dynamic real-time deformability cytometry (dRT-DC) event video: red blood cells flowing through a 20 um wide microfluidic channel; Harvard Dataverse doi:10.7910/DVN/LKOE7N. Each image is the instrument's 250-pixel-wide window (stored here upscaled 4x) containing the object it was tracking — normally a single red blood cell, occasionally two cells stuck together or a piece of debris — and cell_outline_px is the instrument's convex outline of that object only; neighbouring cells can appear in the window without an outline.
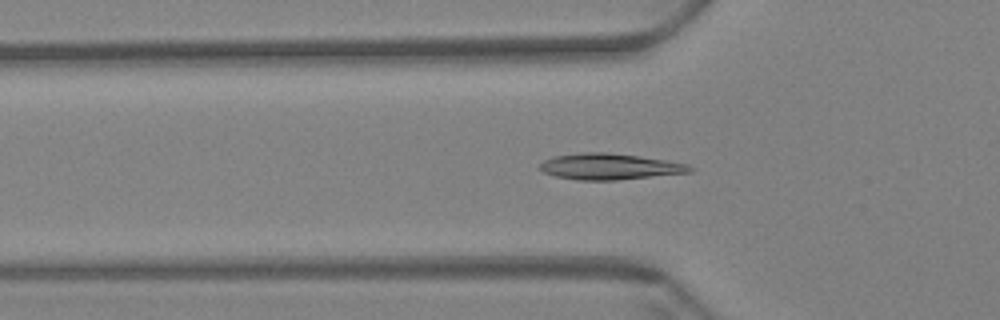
{"species": "Egyptian fruit bat (a non-hibernating species)", "species_latin": "Rousettus aegyptiacus", "temperature_condition": "warm", "stored_images_in_passage": 58, "camera_frame_rate_fps": 3000, "um_per_image_px": 0.085, "animal": {"sex": "female"}, "frame": {"image": 1, "passage_image": 18, "time_ms": 5.667, "image_size_px": [1000, 320], "cell_outline_px": [[692, 172], [616, 180], [576, 180], [556, 176], [544, 172], [540, 168], [540, 164], [544, 160], [556, 156], [584, 152], [608, 152], [640, 156], [688, 164], [692, 168]], "centroid_in_image_um": [51.82, 14.16], "position_along_channel_um": 74.0, "area_um2": 22.6}}
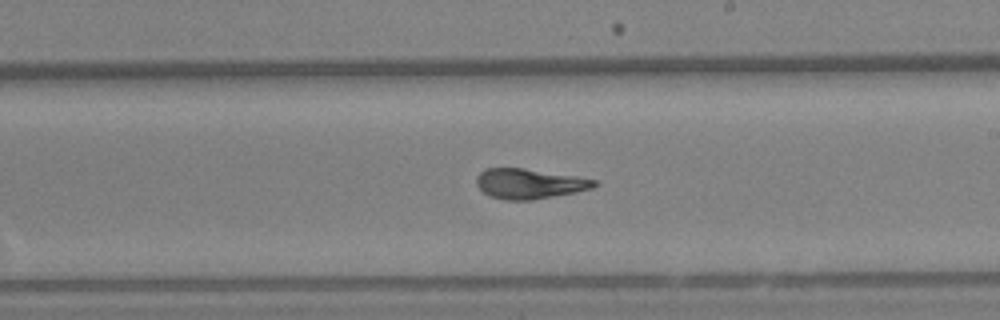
{"frame": {"image": 2, "passage_image": 33, "time_ms": 10.667, "image_size_px": [1000, 320], "cell_outline_px": [[596, 184], [592, 188], [576, 192], [532, 200], [504, 200], [492, 196], [484, 192], [476, 184], [476, 176], [484, 168], [520, 168], [576, 176], [596, 180]], "centroid_in_image_um": [44.96, 15.61], "position_along_channel_um": 244.0, "area_um2": 20.4}}
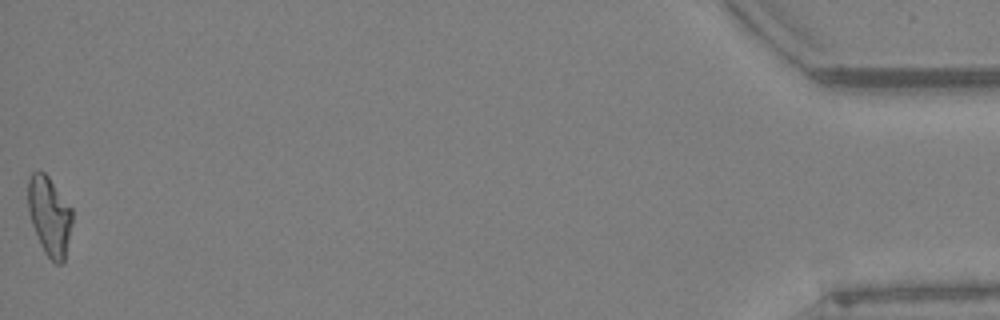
{"frame": {"image": 3, "passage_image": 58, "time_ms": 19.0, "image_size_px": [1000, 320], "cell_outline_px": [[72, 224], [64, 260], [60, 264], [56, 264], [44, 252], [32, 224], [28, 212], [28, 180], [32, 172], [44, 172], [48, 176], [72, 208]], "centroid_in_image_um": [4.2, 18.35], "position_along_channel_um": 431.0, "area_um2": 20.17}, "authors_computed_cell_mechanics": {"area_um2": 20.8369, "velocity_mm_per_s": 3.4087, "shape_relaxation_time_tau1_ms": 10.7207, "shape_relaxation_time_tau2_ms": 1.9467, "deformation_change_tau1": 0.2943, "deformation_change_tau2": 0.0689}}